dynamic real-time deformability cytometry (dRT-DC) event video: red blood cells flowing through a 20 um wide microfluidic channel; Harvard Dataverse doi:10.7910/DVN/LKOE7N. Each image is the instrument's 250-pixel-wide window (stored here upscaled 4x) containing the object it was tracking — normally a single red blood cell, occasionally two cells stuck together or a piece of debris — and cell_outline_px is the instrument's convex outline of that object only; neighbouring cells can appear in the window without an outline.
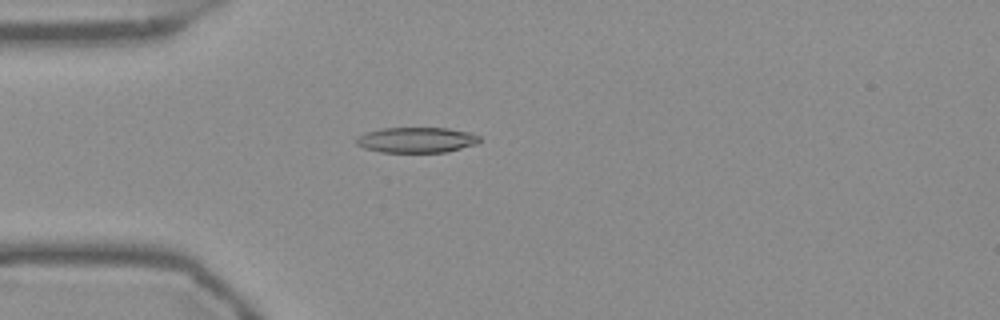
{"species": "Egyptian fruit bat (a non-hibernating species)", "species_latin": "Rousettus aegyptiacus", "temperature_condition": "warm", "stored_images_in_passage": 41, "camera_frame_rate_fps": 3000, "um_per_image_px": 0.085, "frame": {"image": 1, "passage_image": 2, "time_ms": 0.333, "image_size_px": [1000, 320], "cell_outline_px": [[480, 140], [476, 144], [444, 152], [380, 152], [364, 148], [356, 144], [356, 140], [364, 132], [380, 128], [448, 128], [472, 132], [480, 136]], "centroid_in_image_um": [35.4, 11.88], "position_along_channel_um": 49.6, "area_um2": 18.32}}
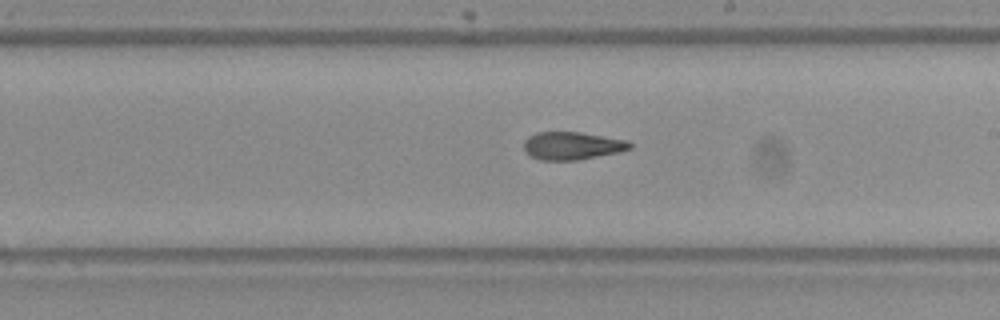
{"frame": {"image": 2, "passage_image": 18, "time_ms": 5.667, "image_size_px": [1000, 320], "cell_outline_px": [[632, 148], [616, 152], [576, 160], [540, 160], [528, 156], [524, 152], [524, 140], [528, 136], [536, 132], [580, 132], [628, 140], [632, 144]], "centroid_in_image_um": [48.57, 12.38], "position_along_channel_um": 240.4, "area_um2": 17.22}}
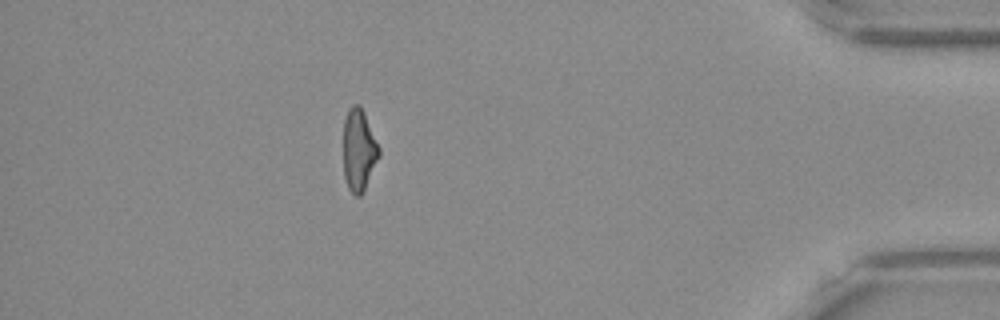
{"frame": {"image": 3, "passage_image": 35, "time_ms": 11.333, "image_size_px": [1000, 320], "cell_outline_px": [[380, 156], [360, 196], [356, 196], [348, 188], [344, 176], [344, 120], [348, 108], [352, 104], [360, 104], [364, 112], [380, 148]], "centroid_in_image_um": [30.5, 12.71], "position_along_channel_um": 404.7, "area_um2": 16.94}, "authors_computed_cell_mechanics": {"area_um2": 17.5712, "velocity_mm_per_s": 3.7777, "shape_relaxation_time_tau1_ms": null, "shape_relaxation_time_tau2_ms": 3.0961, "deformation_change_tau1": null, "deformation_change_tau2": 0.1223}}